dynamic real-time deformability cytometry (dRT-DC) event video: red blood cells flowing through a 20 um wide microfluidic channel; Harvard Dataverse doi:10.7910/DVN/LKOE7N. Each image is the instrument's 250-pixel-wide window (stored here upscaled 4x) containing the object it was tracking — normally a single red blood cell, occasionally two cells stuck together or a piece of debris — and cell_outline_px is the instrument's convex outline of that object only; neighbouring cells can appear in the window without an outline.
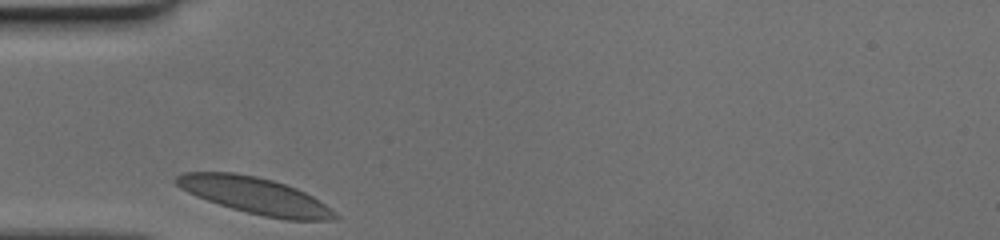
{"species": "human", "species_latin": "Homo sapiens", "temperature_condition": "cold", "stored_images_in_passage": 25, "camera_frame_rate_fps": 3000, "um_per_image_px": 0.085, "donor": {"sex": "female"}, "frame": {"image": 1, "passage_image": 1, "time_ms": 0.0, "image_size_px": [1000, 240], "cell_outline_px": [[340, 220], [284, 220], [264, 216], [232, 208], [196, 196], [180, 188], [172, 180], [176, 176], [184, 172], [232, 172], [256, 176], [272, 180], [296, 188], [312, 196], [324, 204], [340, 216]], "centroid_in_image_um": [21.68, 16.63], "position_along_channel_um": 63.3, "area_um2": 33.58}}
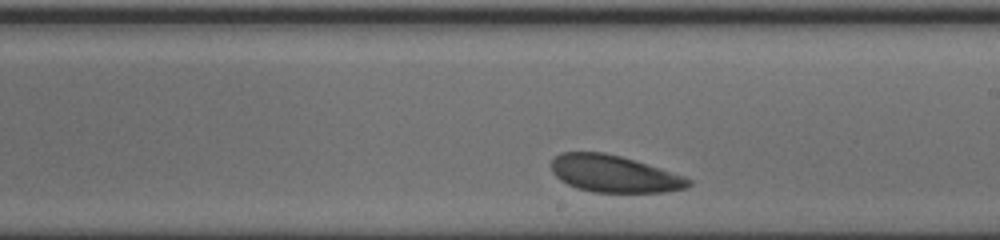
{"frame": {"image": 2, "passage_image": 15, "time_ms": 4.667, "image_size_px": [1000, 240], "cell_outline_px": [[692, 184], [688, 188], [664, 192], [592, 192], [576, 188], [560, 180], [552, 172], [552, 160], [560, 152], [604, 152], [620, 156], [684, 176], [692, 180]], "centroid_in_image_um": [52.19, 14.78], "position_along_channel_um": 236.8, "area_um2": 29.42}}
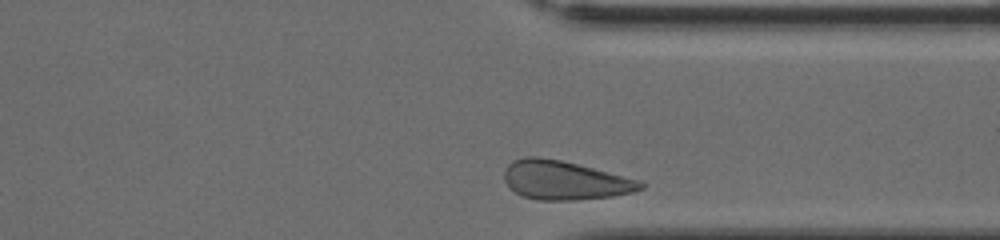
{"frame": {"image": 3, "passage_image": 25, "time_ms": 8.0, "image_size_px": [1000, 240], "cell_outline_px": [[648, 184], [644, 188], [632, 192], [612, 196], [576, 200], [540, 200], [524, 196], [508, 188], [504, 180], [504, 168], [512, 160], [524, 156], [536, 156], [560, 160], [640, 180]], "centroid_in_image_um": [47.97, 15.32], "position_along_channel_um": 363.4, "area_um2": 30.92}}